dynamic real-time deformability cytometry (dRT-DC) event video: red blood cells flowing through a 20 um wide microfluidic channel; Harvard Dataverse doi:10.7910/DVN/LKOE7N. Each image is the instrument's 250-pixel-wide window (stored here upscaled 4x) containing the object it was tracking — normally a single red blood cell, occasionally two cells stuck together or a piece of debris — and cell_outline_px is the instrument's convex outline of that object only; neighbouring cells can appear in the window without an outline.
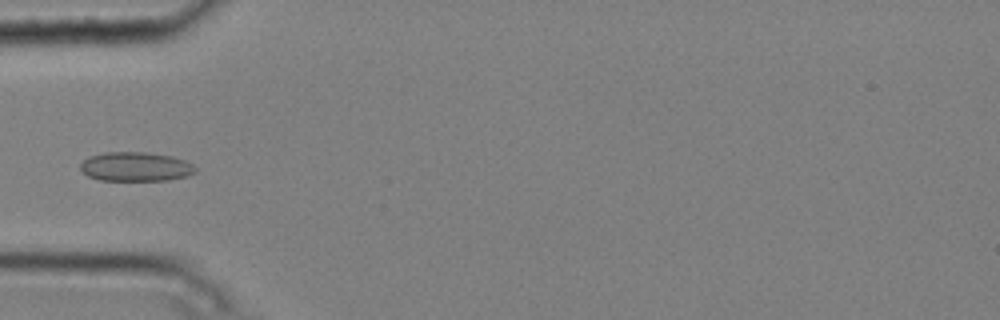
{"species": "common noctule bat (a hibernating species)", "species_latin": "Nyctalus noctula", "temperature_condition": "cold", "stored_images_in_passage": 8, "camera_frame_rate_fps": 3000, "um_per_image_px": 0.085, "animal": {"sex": "male", "body_mass_g": 20.4}, "frame": {"image": 1, "passage_image": 5, "time_ms": 1.333, "image_size_px": [1000, 320], "cell_outline_px": [[196, 172], [188, 176], [168, 180], [100, 180], [88, 176], [80, 168], [80, 164], [88, 156], [104, 152], [144, 152], [172, 156], [184, 160], [192, 164], [196, 168]], "centroid_in_image_um": [11.53, 14.16], "position_along_channel_um": 73.5, "area_um2": 19.59}}
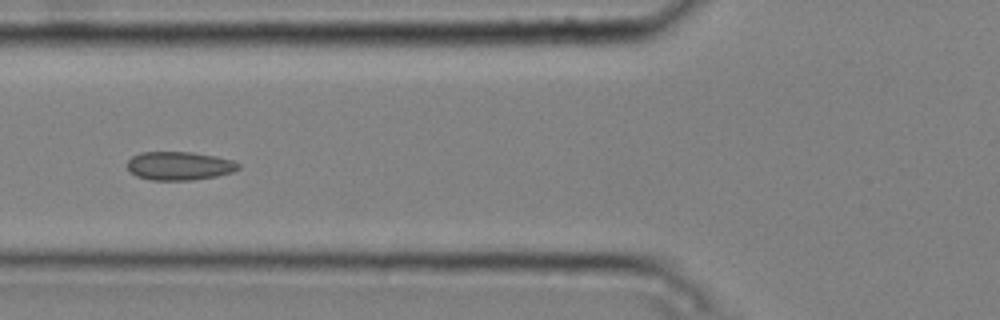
{"frame": {"image": 2, "passage_image": 6, "time_ms": 1.667, "image_size_px": [1000, 320], "cell_outline_px": [[240, 168], [232, 172], [216, 176], [192, 180], [152, 180], [136, 176], [128, 168], [128, 160], [132, 156], [140, 152], [192, 152], [216, 156], [232, 160], [240, 164]], "centroid_in_image_um": [15.25, 14.09], "position_along_channel_um": 110.5, "area_um2": 18.44}}